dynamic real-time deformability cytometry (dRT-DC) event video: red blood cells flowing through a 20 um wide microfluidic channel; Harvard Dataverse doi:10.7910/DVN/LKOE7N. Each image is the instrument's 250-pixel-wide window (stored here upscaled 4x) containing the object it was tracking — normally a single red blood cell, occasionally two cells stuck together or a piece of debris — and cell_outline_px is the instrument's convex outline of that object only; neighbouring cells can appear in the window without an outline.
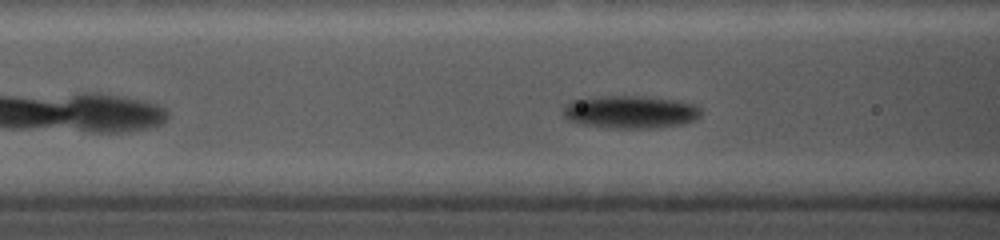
{"species": "common noctule bat (a hibernating species)", "species_latin": "Nyctalus noctula", "temperature_condition": "cold", "stored_images_in_passage": 34, "camera_frame_rate_fps": 5000, "um_per_image_px": 0.085, "animal": {"sex": "female", "body_mass_g": 19.0, "forearm_length_mm": 56.7}, "frame": {"image": 1, "passage_image": 15, "time_ms": 2.8, "image_size_px": [1000, 240], "cell_outline_px": [[700, 116], [696, 120], [684, 124], [656, 128], [616, 128], [580, 124], [568, 120], [564, 116], [564, 104], [572, 100], [600, 96], [644, 96], [672, 100], [696, 104], [700, 108]], "centroid_in_image_um": [53.59, 9.52], "position_along_channel_um": 113.0, "area_um2": 26.41}}
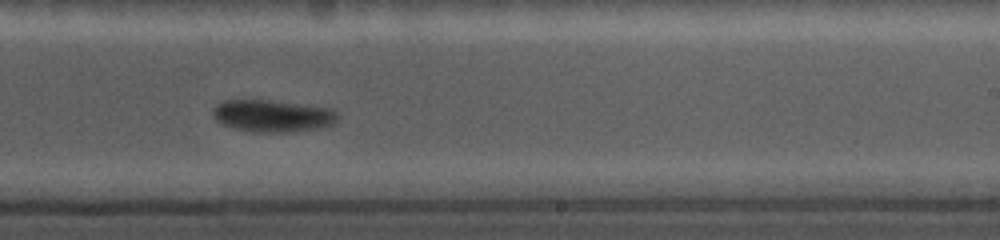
{"frame": {"image": 2, "passage_image": 25, "time_ms": 4.8, "image_size_px": [1000, 240], "cell_outline_px": [[340, 116], [332, 124], [324, 128], [284, 132], [248, 132], [220, 124], [212, 116], [212, 112], [216, 104], [224, 100], [268, 100], [332, 108]], "centroid_in_image_um": [23.15, 9.85], "position_along_channel_um": 265.8, "area_um2": 23.58}}
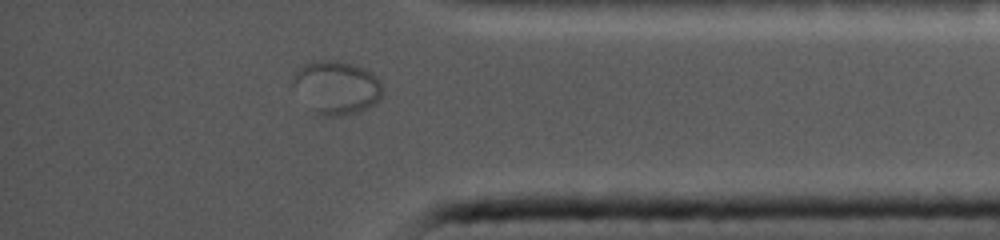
{"frame": {"image": 3, "passage_image": 34, "time_ms": 6.6, "image_size_px": [1000, 240], "cell_outline_px": [[384, 92], [372, 104], [356, 112], [336, 116], [316, 116], [292, 84], [292, 80], [296, 72], [304, 64], [312, 60], [344, 60], [364, 68], [372, 72], [380, 80]], "centroid_in_image_um": [28.6, 7.4], "position_along_channel_um": 406.6, "area_um2": 27.8}}